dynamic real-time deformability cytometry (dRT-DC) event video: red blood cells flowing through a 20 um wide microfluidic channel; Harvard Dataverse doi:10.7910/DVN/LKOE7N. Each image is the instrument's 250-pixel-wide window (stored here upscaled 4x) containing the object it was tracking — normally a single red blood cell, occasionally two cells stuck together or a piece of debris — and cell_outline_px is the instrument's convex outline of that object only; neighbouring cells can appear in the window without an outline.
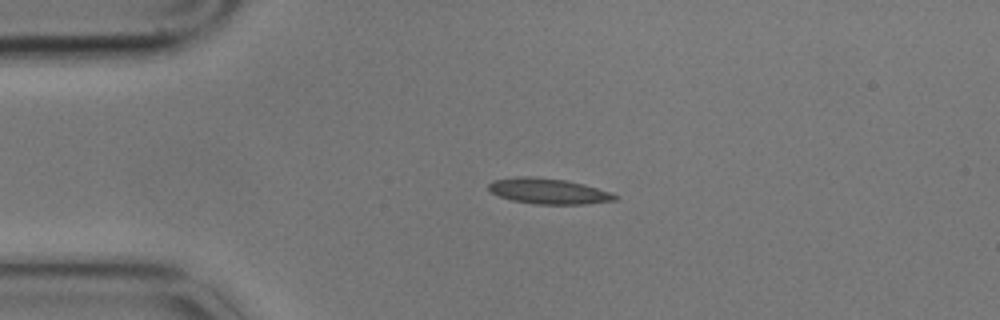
{"species": "common noctule bat (a hibernating species)", "species_latin": "Nyctalus noctula", "temperature_condition": "cold", "stored_images_in_passage": 3, "camera_frame_rate_fps": 3000, "um_per_image_px": 0.085, "animal": {"sex": "male", "body_mass_g": 17.9}, "frame": {"image": 1, "passage_image": 2, "time_ms": 0.333, "image_size_px": [1000, 320], "cell_outline_px": [[620, 196], [616, 200], [584, 204], [536, 204], [512, 200], [500, 196], [492, 192], [488, 188], [488, 184], [492, 180], [516, 176], [532, 176], [564, 180], [584, 184]], "centroid_in_image_um": [46.59, 16.24], "position_along_channel_um": 38.4, "area_um2": 18.73}}